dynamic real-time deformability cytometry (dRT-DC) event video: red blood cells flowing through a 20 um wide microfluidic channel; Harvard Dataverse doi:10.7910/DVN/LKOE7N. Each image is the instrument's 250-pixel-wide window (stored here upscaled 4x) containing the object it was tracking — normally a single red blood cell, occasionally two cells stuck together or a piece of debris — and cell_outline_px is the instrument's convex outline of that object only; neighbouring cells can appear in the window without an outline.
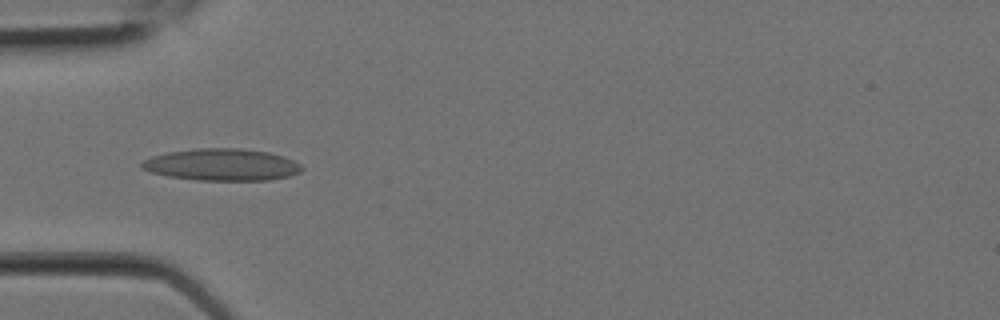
{"species": "Egyptian fruit bat (a non-hibernating species)", "species_latin": "Rousettus aegyptiacus", "temperature_condition": "room temperature", "stored_images_in_passage": 2, "camera_frame_rate_fps": 3000, "um_per_image_px": 0.085, "animal": {"sex": "female"}, "frame": {"image": 1, "passage_image": 1, "time_ms": 0.0, "image_size_px": [1000, 320], "cell_outline_px": [[304, 168], [300, 172], [288, 176], [268, 180], [200, 180], [168, 176], [152, 172], [140, 168], [140, 164], [144, 160], [152, 156], [168, 152], [196, 148], [240, 148], [268, 152], [284, 156], [300, 164]], "centroid_in_image_um": [18.86, 13.99], "position_along_channel_um": 66.1, "area_um2": 29.71}}
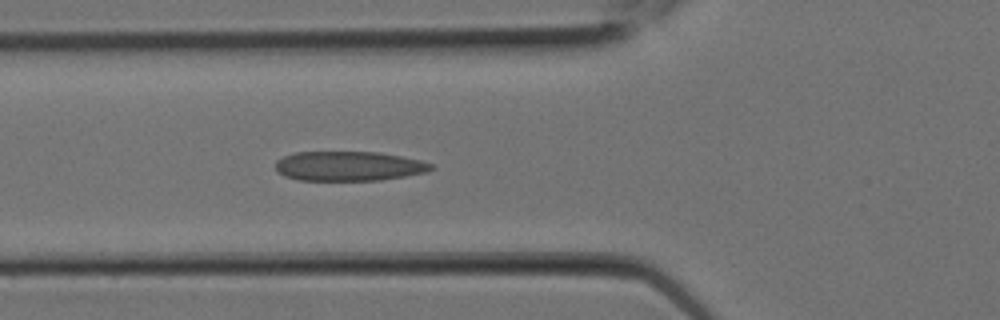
{"frame": {"image": 2, "passage_image": 2, "time_ms": 0.333, "image_size_px": [1000, 320], "cell_outline_px": [[436, 168], [428, 172], [380, 180], [300, 180], [284, 176], [276, 172], [276, 160], [284, 156], [296, 152], [380, 152], [420, 160], [432, 164]], "centroid_in_image_um": [29.65, 14.12], "position_along_channel_um": 96.1, "area_um2": 26.88}}